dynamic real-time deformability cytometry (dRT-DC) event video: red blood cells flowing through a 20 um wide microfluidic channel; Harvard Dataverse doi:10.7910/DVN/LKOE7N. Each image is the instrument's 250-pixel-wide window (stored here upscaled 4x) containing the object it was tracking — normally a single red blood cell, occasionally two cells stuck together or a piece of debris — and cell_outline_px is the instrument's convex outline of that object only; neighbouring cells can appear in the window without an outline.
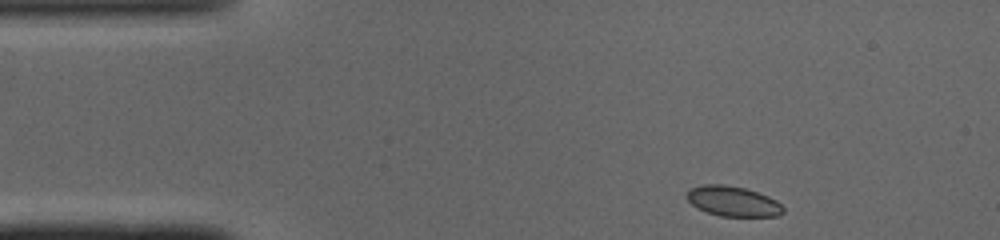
{"species": "common noctule bat (a hibernating species)", "species_latin": "Nyctalus noctula", "temperature_condition": "cold", "stored_images_in_passage": 43, "camera_frame_rate_fps": 3000, "um_per_image_px": 0.085, "animal": {"sex": "male", "body_mass_g": 19.0, "forearm_length_mm": 50.8}, "frame": {"image": 1, "passage_image": 1, "time_ms": 0.0, "image_size_px": [1000, 240], "cell_outline_px": [[784, 212], [780, 216], [720, 216], [696, 208], [684, 196], [692, 188], [704, 184], [724, 184], [744, 188], [768, 196], [776, 200], [784, 208]], "centroid_in_image_um": [62.3, 17.11], "position_along_channel_um": 22.7, "area_um2": 16.88}}
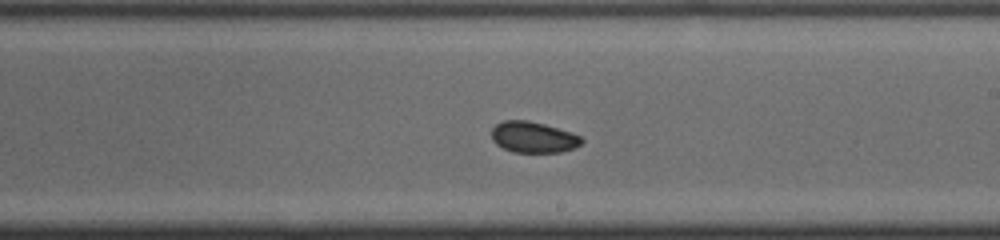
{"frame": {"image": 2, "passage_image": 22, "time_ms": 7.0, "image_size_px": [1000, 240], "cell_outline_px": [[584, 140], [576, 148], [560, 152], [512, 152], [496, 144], [492, 140], [492, 128], [496, 124], [504, 120], [528, 120], [544, 124], [572, 132], [580, 136]], "centroid_in_image_um": [45.34, 11.66], "position_along_channel_um": 243.7, "area_um2": 16.36}}
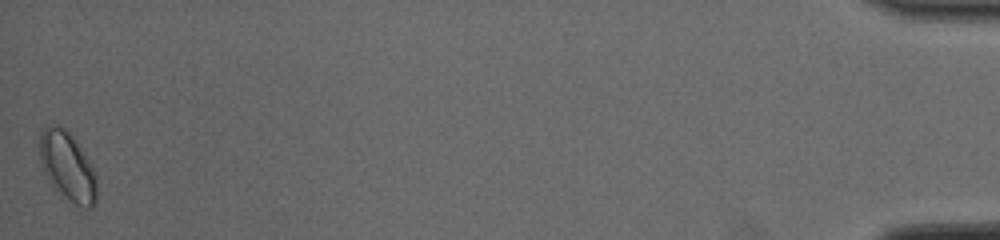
{"frame": {"image": 3, "passage_image": 43, "time_ms": 14.0, "image_size_px": [1000, 240], "cell_outline_px": [[96, 204], [92, 208], [84, 208], [60, 196], [48, 180], [40, 164], [40, 132], [44, 128], [56, 124], [60, 124], [72, 136], [92, 164], [96, 176]], "centroid_in_image_um": [5.74, 14.17], "position_along_channel_um": 429.5, "area_um2": 23.12}, "authors_computed_cell_mechanics": {"area_um2": 16.9932, "velocity_mm_per_s": 4.0807, "shape_relaxation_time_tau1_ms": 2.1317, "shape_relaxation_time_tau2_ms": null, "deformation_change_tau1": 0.0488, "deformation_change_tau2": null}}